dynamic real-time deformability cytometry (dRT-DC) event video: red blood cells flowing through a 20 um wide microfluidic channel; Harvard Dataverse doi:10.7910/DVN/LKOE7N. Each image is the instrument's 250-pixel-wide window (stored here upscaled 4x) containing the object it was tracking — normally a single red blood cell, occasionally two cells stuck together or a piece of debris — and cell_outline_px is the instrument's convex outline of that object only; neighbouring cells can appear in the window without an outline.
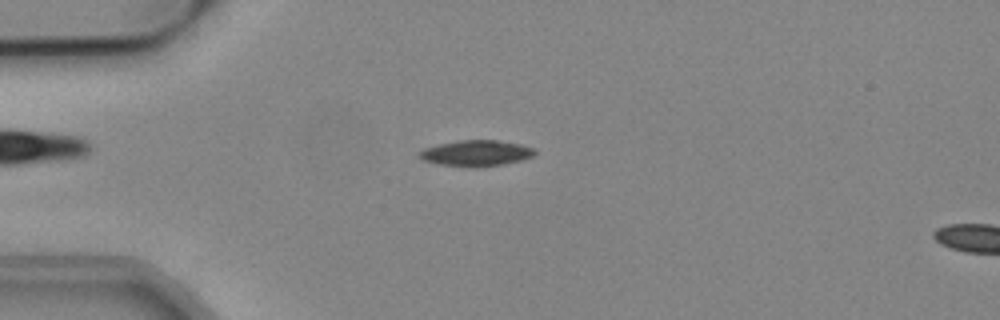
{"species": "common noctule bat (a hibernating species)", "species_latin": "Nyctalus noctula", "temperature_condition": "cold", "stored_images_in_passage": 5, "camera_frame_rate_fps": 3000, "um_per_image_px": 0.085, "animal": {"sex": "male", "body_mass_g": 19.2, "forearm_length_mm": 51.8}, "frame": {"image": 1, "passage_image": 2, "time_ms": 0.333, "image_size_px": [1000, 320], "cell_outline_px": [[536, 152], [532, 156], [520, 160], [504, 164], [476, 168], [472, 168], [440, 164], [420, 160], [416, 156], [416, 152], [424, 148], [440, 144], [460, 140], [496, 140], [520, 144], [532, 148]], "centroid_in_image_um": [40.39, 13.03], "position_along_channel_um": 44.6, "area_um2": 17.57}}